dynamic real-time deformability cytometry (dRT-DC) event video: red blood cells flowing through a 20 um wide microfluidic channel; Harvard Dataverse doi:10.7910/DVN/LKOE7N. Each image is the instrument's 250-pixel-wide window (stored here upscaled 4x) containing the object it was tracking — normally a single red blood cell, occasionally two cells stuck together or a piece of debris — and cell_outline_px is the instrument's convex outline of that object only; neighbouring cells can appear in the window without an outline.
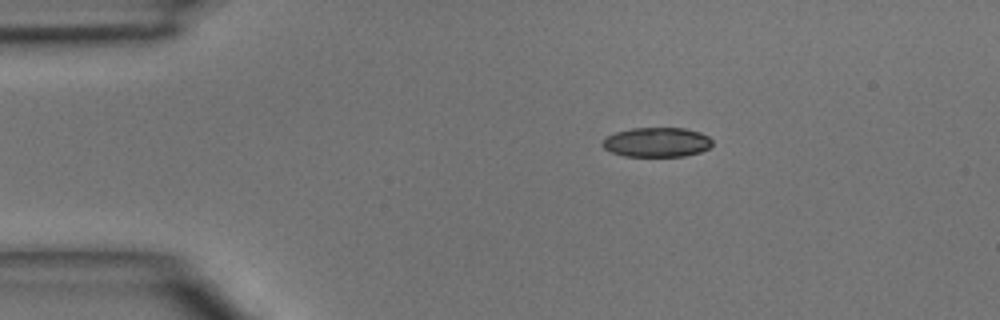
{"species": "common noctule bat (a hibernating species)", "species_latin": "Nyctalus noctula", "temperature_condition": "room temperature", "stored_images_in_passage": 3, "camera_frame_rate_fps": 3000, "um_per_image_px": 0.085, "animal": {"sex": "male", "body_mass_g": 15.6}, "frame": {"image": 1, "passage_image": 1, "time_ms": 0.0, "image_size_px": [1000, 320], "cell_outline_px": [[712, 144], [708, 148], [700, 152], [684, 156], [624, 156], [612, 152], [604, 148], [600, 144], [604, 136], [616, 132], [632, 128], [684, 128], [700, 132], [708, 136], [712, 140]], "centroid_in_image_um": [55.79, 12.08], "position_along_channel_um": 29.2, "area_um2": 19.02}}